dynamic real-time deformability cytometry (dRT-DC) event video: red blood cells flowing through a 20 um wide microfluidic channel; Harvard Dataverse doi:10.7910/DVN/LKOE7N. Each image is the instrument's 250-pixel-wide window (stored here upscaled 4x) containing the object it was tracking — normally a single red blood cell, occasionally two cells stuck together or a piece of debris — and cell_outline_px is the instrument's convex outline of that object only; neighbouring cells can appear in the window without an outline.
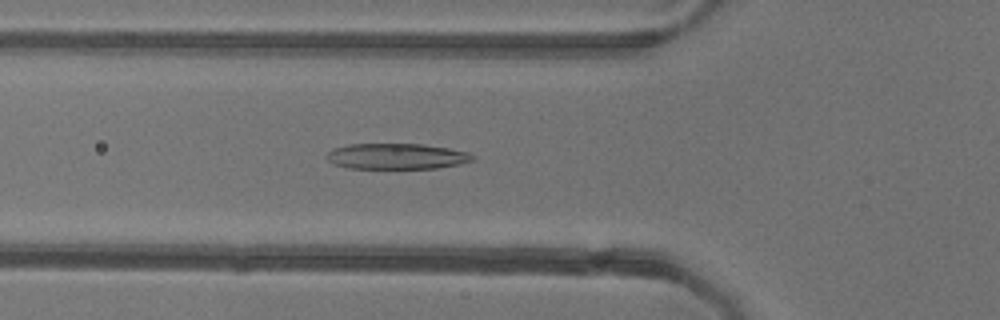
{"species": "common noctule bat (a hibernating species)", "species_latin": "Nyctalus noctula", "temperature_condition": "warm", "stored_images_in_passage": 46, "camera_frame_rate_fps": 3000, "um_per_image_px": 0.085, "animal": {"sex": "female"}, "frame": {"image": 1, "passage_image": 17, "time_ms": 5.333, "image_size_px": [1000, 320], "cell_outline_px": [[476, 160], [460, 164], [440, 168], [348, 168], [332, 164], [324, 156], [332, 148], [348, 144], [424, 144], [448, 148], [468, 152], [476, 156]], "centroid_in_image_um": [33.72, 13.28], "position_along_channel_um": 92.1, "area_um2": 22.2}}
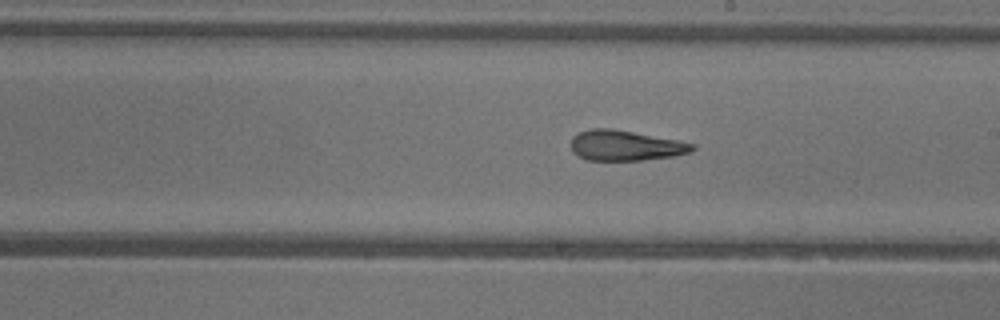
{"frame": {"image": 2, "passage_image": 28, "time_ms": 9.0, "image_size_px": [1000, 320], "cell_outline_px": [[696, 148], [692, 152], [672, 156], [644, 160], [584, 160], [576, 156], [572, 152], [572, 136], [580, 132], [592, 128], [612, 128], [676, 140], [696, 144]], "centroid_in_image_um": [53.14, 12.38], "position_along_channel_um": 235.9, "area_um2": 21.5}}
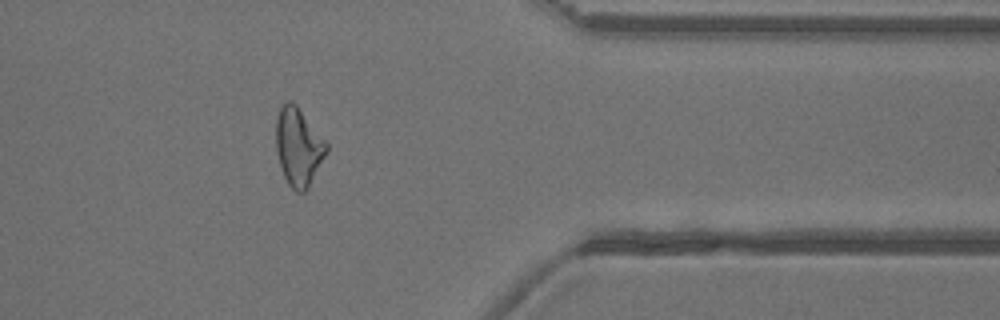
{"frame": {"image": 3, "passage_image": 41, "time_ms": 13.333, "image_size_px": [1000, 320], "cell_outline_px": [[328, 152], [308, 188], [304, 192], [296, 192], [288, 184], [284, 176], [276, 152], [276, 116], [280, 108], [288, 100], [292, 100], [296, 104], [328, 144]], "centroid_in_image_um": [25.37, 12.48], "position_along_channel_um": 386.0, "area_um2": 22.95}}